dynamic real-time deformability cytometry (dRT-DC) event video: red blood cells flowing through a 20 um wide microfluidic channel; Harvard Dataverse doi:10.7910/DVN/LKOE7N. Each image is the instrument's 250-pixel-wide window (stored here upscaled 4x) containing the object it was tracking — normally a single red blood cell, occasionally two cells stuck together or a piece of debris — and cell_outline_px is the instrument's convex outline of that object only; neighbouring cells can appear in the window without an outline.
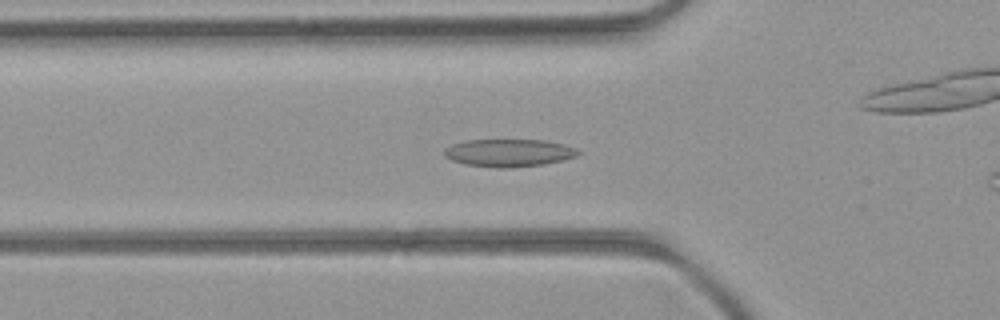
{"species": "common noctule bat (a hibernating species)", "species_latin": "Nyctalus noctula", "temperature_condition": "room temperature", "stored_images_in_passage": 36, "camera_frame_rate_fps": 3000, "um_per_image_px": 0.085, "animal": {"sex": "female", "body_mass_g": 21.9}, "frame": {"image": 1, "passage_image": 11, "time_ms": 3.333, "image_size_px": [1000, 320], "cell_outline_px": [[580, 152], [576, 156], [564, 160], [544, 164], [512, 168], [496, 168], [464, 164], [452, 160], [444, 156], [444, 148], [452, 144], [468, 140], [544, 140], [560, 144], [572, 148]], "centroid_in_image_um": [43.19, 13.0], "position_along_channel_um": 82.6, "area_um2": 21.44}}
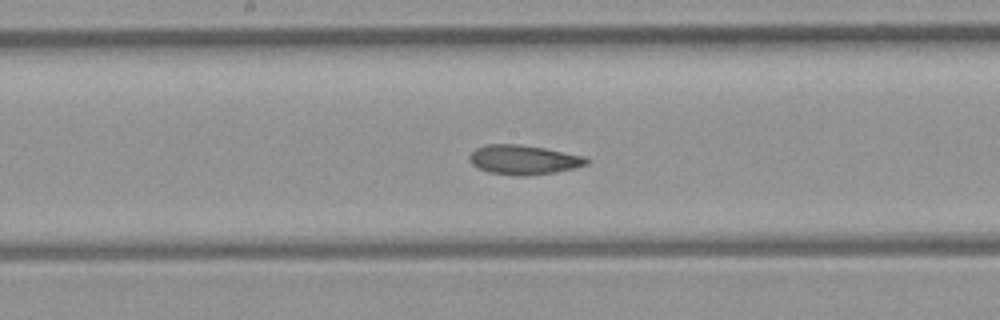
{"frame": {"image": 2, "passage_image": 20, "time_ms": 6.333, "image_size_px": [1000, 320], "cell_outline_px": [[592, 160], [588, 164], [556, 172], [524, 176], [512, 176], [488, 172], [472, 164], [468, 160], [468, 156], [476, 148], [488, 144], [520, 144], [544, 148], [588, 156]], "centroid_in_image_um": [44.54, 13.58], "position_along_channel_um": 203.7, "area_um2": 20.35}}
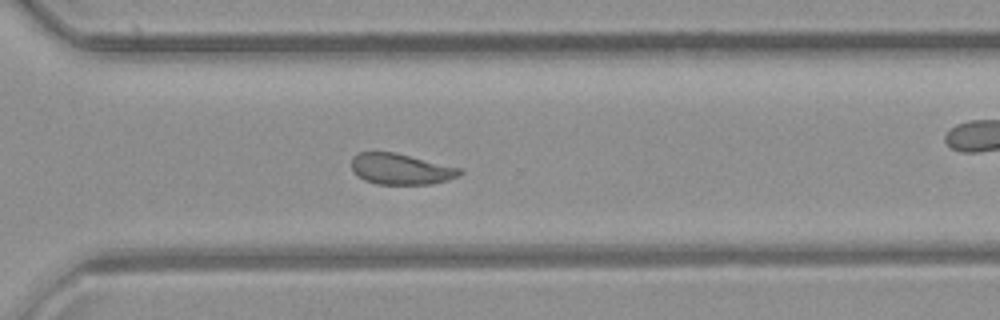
{"frame": {"image": 3, "passage_image": 30, "time_ms": 9.667, "image_size_px": [1000, 320], "cell_outline_px": [[464, 172], [460, 176], [448, 180], [432, 184], [376, 184], [364, 180], [352, 168], [352, 156], [360, 152], [392, 152], [460, 168]], "centroid_in_image_um": [34.09, 14.38], "position_along_channel_um": 336.5, "area_um2": 19.25}, "authors_computed_cell_mechanics": {"area_um2": 20.2878, "velocity_mm_per_s": 4.006, "shape_relaxation_time_tau1_ms": 10.4612, "shape_relaxation_time_tau2_ms": 2.9766, "deformation_change_tau1": 0.1793, "deformation_change_tau2": 0.0795}}